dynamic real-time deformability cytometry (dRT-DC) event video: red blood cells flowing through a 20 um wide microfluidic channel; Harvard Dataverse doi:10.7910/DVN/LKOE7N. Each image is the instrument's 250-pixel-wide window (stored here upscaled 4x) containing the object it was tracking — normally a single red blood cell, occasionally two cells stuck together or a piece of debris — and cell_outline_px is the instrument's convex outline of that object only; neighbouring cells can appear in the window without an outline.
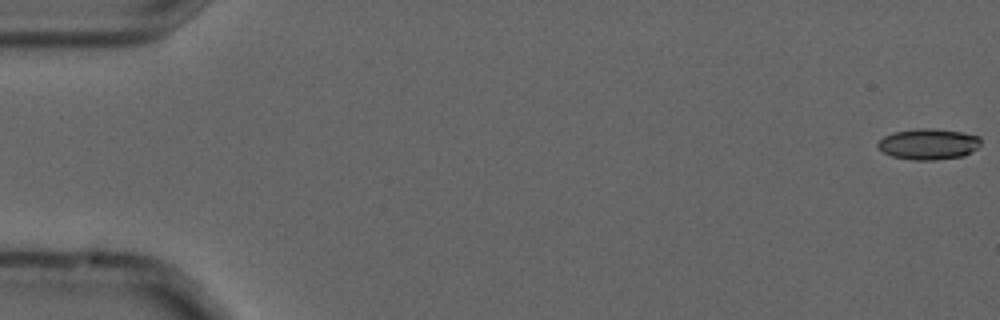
{"species": "common noctule bat (a hibernating species)", "species_latin": "Nyctalus noctula", "temperature_condition": "cold", "stored_images_in_passage": 5, "camera_frame_rate_fps": 3000, "um_per_image_px": 0.085, "animal": {"sex": "male", "forearm_length_mm": 52.5}, "frame": {"image": 1, "passage_image": 1, "time_ms": 0.0, "image_size_px": [1000, 320], "cell_outline_px": [[980, 144], [972, 152], [964, 156], [932, 160], [916, 160], [892, 156], [884, 152], [876, 144], [884, 136], [892, 132], [916, 128], [932, 128], [964, 132], [980, 136]], "centroid_in_image_um": [78.94, 12.23], "position_along_channel_um": 6.1, "area_um2": 18.61}}
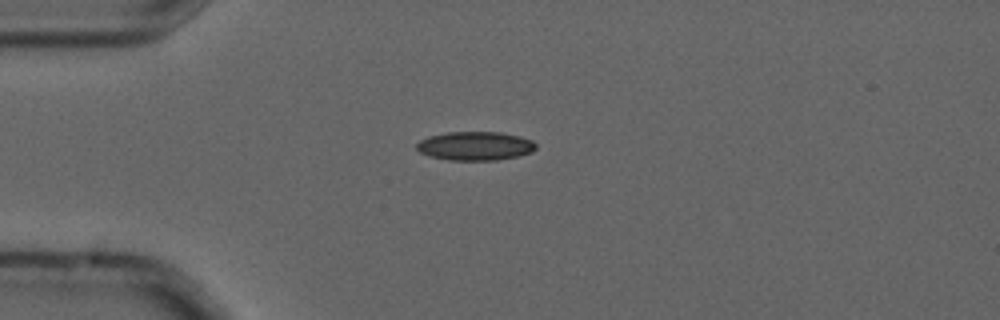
{"frame": {"image": 2, "passage_image": 5, "time_ms": 1.333, "image_size_px": [1000, 320], "cell_outline_px": [[536, 148], [532, 152], [520, 156], [496, 160], [448, 160], [428, 156], [420, 152], [416, 148], [416, 144], [420, 140], [428, 136], [448, 132], [500, 132], [520, 136], [532, 140], [536, 144]], "centroid_in_image_um": [40.39, 12.41], "position_along_channel_um": 44.6, "area_um2": 20.17}}